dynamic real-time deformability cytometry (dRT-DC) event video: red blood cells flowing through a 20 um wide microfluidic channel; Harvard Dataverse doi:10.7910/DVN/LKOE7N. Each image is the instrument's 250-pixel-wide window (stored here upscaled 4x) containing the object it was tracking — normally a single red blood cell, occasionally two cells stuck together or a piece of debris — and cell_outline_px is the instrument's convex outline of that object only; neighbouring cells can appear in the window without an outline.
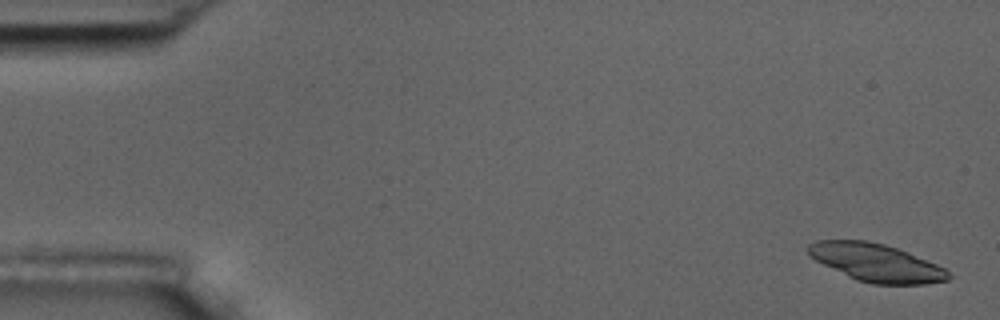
{"species": "common noctule bat (a hibernating species)", "species_latin": "Nyctalus noctula", "temperature_condition": "room temperature", "stored_images_in_passage": 6, "camera_frame_rate_fps": 3000, "um_per_image_px": 0.085, "animal": {"sex": "male", "body_mass_g": 17.5, "forearm_length_mm": 52.3}, "frame": {"image": 1, "passage_image": 1, "time_ms": 0.0, "image_size_px": [1000, 320], "cell_outline_px": [[952, 276], [948, 280], [924, 284], [872, 284], [856, 280], [808, 256], [808, 244], [816, 240], [868, 240], [884, 244], [908, 252], [936, 264], [944, 268]], "centroid_in_image_um": [74.47, 22.32], "position_along_channel_um": 10.5, "area_um2": 30.75}}
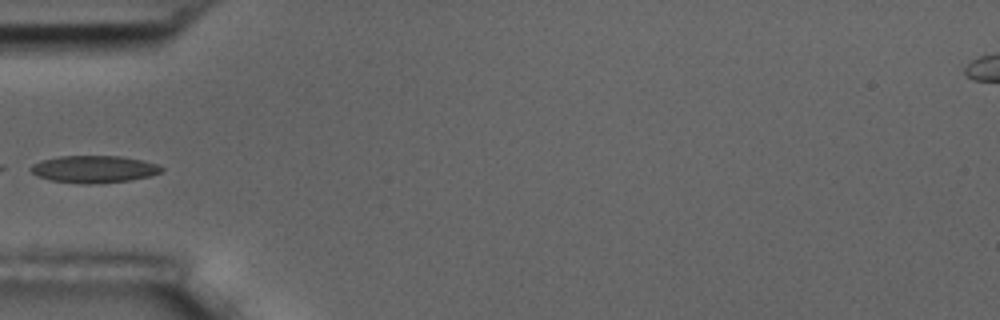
{"frame": {"image": 2, "passage_image": 6, "time_ms": 5.667, "image_size_px": [1000, 320], "cell_outline_px": [[164, 168], [160, 172], [152, 176], [128, 180], [88, 184], [84, 184], [48, 180], [36, 176], [28, 168], [32, 164], [40, 160], [60, 156], [120, 156], [144, 160], [160, 164]], "centroid_in_image_um": [7.97, 14.37], "position_along_channel_um": 77.0, "area_um2": 20.92}}